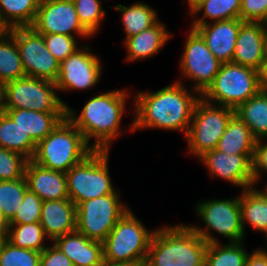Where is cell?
<instances>
[{
  "label": "cell",
  "instance_id": "2e32d148",
  "mask_svg": "<svg viewBox=\"0 0 267 266\" xmlns=\"http://www.w3.org/2000/svg\"><path fill=\"white\" fill-rule=\"evenodd\" d=\"M252 158L253 154H225L213 149L198 159L207 168L211 178L217 176L244 190L254 186Z\"/></svg>",
  "mask_w": 267,
  "mask_h": 266
},
{
  "label": "cell",
  "instance_id": "681fc988",
  "mask_svg": "<svg viewBox=\"0 0 267 266\" xmlns=\"http://www.w3.org/2000/svg\"><path fill=\"white\" fill-rule=\"evenodd\" d=\"M6 230L7 229H0V250H1L3 243L7 240L6 239Z\"/></svg>",
  "mask_w": 267,
  "mask_h": 266
},
{
  "label": "cell",
  "instance_id": "f907efd6",
  "mask_svg": "<svg viewBox=\"0 0 267 266\" xmlns=\"http://www.w3.org/2000/svg\"><path fill=\"white\" fill-rule=\"evenodd\" d=\"M262 26H263V31L265 35V48H266V53H267V20L262 22Z\"/></svg>",
  "mask_w": 267,
  "mask_h": 266
},
{
  "label": "cell",
  "instance_id": "30bf717a",
  "mask_svg": "<svg viewBox=\"0 0 267 266\" xmlns=\"http://www.w3.org/2000/svg\"><path fill=\"white\" fill-rule=\"evenodd\" d=\"M52 81L25 76L5 83L2 109H31L37 112H67V103Z\"/></svg>",
  "mask_w": 267,
  "mask_h": 266
},
{
  "label": "cell",
  "instance_id": "83f0119b",
  "mask_svg": "<svg viewBox=\"0 0 267 266\" xmlns=\"http://www.w3.org/2000/svg\"><path fill=\"white\" fill-rule=\"evenodd\" d=\"M0 147L22 154L31 160L36 143L3 110L0 111Z\"/></svg>",
  "mask_w": 267,
  "mask_h": 266
},
{
  "label": "cell",
  "instance_id": "8992f818",
  "mask_svg": "<svg viewBox=\"0 0 267 266\" xmlns=\"http://www.w3.org/2000/svg\"><path fill=\"white\" fill-rule=\"evenodd\" d=\"M109 151H93L66 173L69 199L79 205L89 199L120 194L111 182Z\"/></svg>",
  "mask_w": 267,
  "mask_h": 266
},
{
  "label": "cell",
  "instance_id": "d590c367",
  "mask_svg": "<svg viewBox=\"0 0 267 266\" xmlns=\"http://www.w3.org/2000/svg\"><path fill=\"white\" fill-rule=\"evenodd\" d=\"M40 254L13 246L6 240L0 250V266H40Z\"/></svg>",
  "mask_w": 267,
  "mask_h": 266
},
{
  "label": "cell",
  "instance_id": "3957f363",
  "mask_svg": "<svg viewBox=\"0 0 267 266\" xmlns=\"http://www.w3.org/2000/svg\"><path fill=\"white\" fill-rule=\"evenodd\" d=\"M207 245L189 223L156 228L145 266H205Z\"/></svg>",
  "mask_w": 267,
  "mask_h": 266
},
{
  "label": "cell",
  "instance_id": "f6af8a7d",
  "mask_svg": "<svg viewBox=\"0 0 267 266\" xmlns=\"http://www.w3.org/2000/svg\"><path fill=\"white\" fill-rule=\"evenodd\" d=\"M102 266H145V262H127V263L104 262Z\"/></svg>",
  "mask_w": 267,
  "mask_h": 266
},
{
  "label": "cell",
  "instance_id": "ac0fdd59",
  "mask_svg": "<svg viewBox=\"0 0 267 266\" xmlns=\"http://www.w3.org/2000/svg\"><path fill=\"white\" fill-rule=\"evenodd\" d=\"M266 55L262 22H243L238 32L232 62L258 71Z\"/></svg>",
  "mask_w": 267,
  "mask_h": 266
},
{
  "label": "cell",
  "instance_id": "d6a6232c",
  "mask_svg": "<svg viewBox=\"0 0 267 266\" xmlns=\"http://www.w3.org/2000/svg\"><path fill=\"white\" fill-rule=\"evenodd\" d=\"M25 76L15 37L8 32L0 38V80L8 83Z\"/></svg>",
  "mask_w": 267,
  "mask_h": 266
},
{
  "label": "cell",
  "instance_id": "603a6c76",
  "mask_svg": "<svg viewBox=\"0 0 267 266\" xmlns=\"http://www.w3.org/2000/svg\"><path fill=\"white\" fill-rule=\"evenodd\" d=\"M37 144L66 117L67 112H37L31 109H2Z\"/></svg>",
  "mask_w": 267,
  "mask_h": 266
},
{
  "label": "cell",
  "instance_id": "8fae6325",
  "mask_svg": "<svg viewBox=\"0 0 267 266\" xmlns=\"http://www.w3.org/2000/svg\"><path fill=\"white\" fill-rule=\"evenodd\" d=\"M120 197V194H109L76 205V231L88 239L103 242L130 209Z\"/></svg>",
  "mask_w": 267,
  "mask_h": 266
},
{
  "label": "cell",
  "instance_id": "9a60e30c",
  "mask_svg": "<svg viewBox=\"0 0 267 266\" xmlns=\"http://www.w3.org/2000/svg\"><path fill=\"white\" fill-rule=\"evenodd\" d=\"M31 27L40 34H64L92 38L78 19L72 0H40Z\"/></svg>",
  "mask_w": 267,
  "mask_h": 266
},
{
  "label": "cell",
  "instance_id": "60d3db41",
  "mask_svg": "<svg viewBox=\"0 0 267 266\" xmlns=\"http://www.w3.org/2000/svg\"><path fill=\"white\" fill-rule=\"evenodd\" d=\"M267 138L258 139L255 144L252 158V175L254 186L263 178L262 174L267 173Z\"/></svg>",
  "mask_w": 267,
  "mask_h": 266
},
{
  "label": "cell",
  "instance_id": "d6986e66",
  "mask_svg": "<svg viewBox=\"0 0 267 266\" xmlns=\"http://www.w3.org/2000/svg\"><path fill=\"white\" fill-rule=\"evenodd\" d=\"M25 178L28 189L43 201L69 199L65 172L51 170L28 160Z\"/></svg>",
  "mask_w": 267,
  "mask_h": 266
},
{
  "label": "cell",
  "instance_id": "f1b7e54d",
  "mask_svg": "<svg viewBox=\"0 0 267 266\" xmlns=\"http://www.w3.org/2000/svg\"><path fill=\"white\" fill-rule=\"evenodd\" d=\"M240 8L241 0H204L190 14L192 18L194 17L190 28L195 29L197 26L212 22L240 18ZM201 12H204L202 17L199 15Z\"/></svg>",
  "mask_w": 267,
  "mask_h": 266
},
{
  "label": "cell",
  "instance_id": "cb8c5ba5",
  "mask_svg": "<svg viewBox=\"0 0 267 266\" xmlns=\"http://www.w3.org/2000/svg\"><path fill=\"white\" fill-rule=\"evenodd\" d=\"M239 205L245 234V225H250L256 232L267 234V189L264 187L259 190L252 186L242 190L239 194Z\"/></svg>",
  "mask_w": 267,
  "mask_h": 266
},
{
  "label": "cell",
  "instance_id": "836d02e7",
  "mask_svg": "<svg viewBox=\"0 0 267 266\" xmlns=\"http://www.w3.org/2000/svg\"><path fill=\"white\" fill-rule=\"evenodd\" d=\"M28 184L25 176L17 180L0 181V212L8 223L23 202Z\"/></svg>",
  "mask_w": 267,
  "mask_h": 266
},
{
  "label": "cell",
  "instance_id": "7c38bea8",
  "mask_svg": "<svg viewBox=\"0 0 267 266\" xmlns=\"http://www.w3.org/2000/svg\"><path fill=\"white\" fill-rule=\"evenodd\" d=\"M185 40L183 54L179 62L181 78L184 77L192 81L193 85L190 88L202 95L213 83L222 62L215 57L195 29L190 28Z\"/></svg>",
  "mask_w": 267,
  "mask_h": 266
},
{
  "label": "cell",
  "instance_id": "4fadbf2b",
  "mask_svg": "<svg viewBox=\"0 0 267 266\" xmlns=\"http://www.w3.org/2000/svg\"><path fill=\"white\" fill-rule=\"evenodd\" d=\"M15 37L26 76L56 82L60 62L46 48L42 34L32 27L9 29Z\"/></svg>",
  "mask_w": 267,
  "mask_h": 266
},
{
  "label": "cell",
  "instance_id": "8d00e7d4",
  "mask_svg": "<svg viewBox=\"0 0 267 266\" xmlns=\"http://www.w3.org/2000/svg\"><path fill=\"white\" fill-rule=\"evenodd\" d=\"M27 161L22 154L0 147V181L23 178Z\"/></svg>",
  "mask_w": 267,
  "mask_h": 266
},
{
  "label": "cell",
  "instance_id": "f35d334b",
  "mask_svg": "<svg viewBox=\"0 0 267 266\" xmlns=\"http://www.w3.org/2000/svg\"><path fill=\"white\" fill-rule=\"evenodd\" d=\"M46 48L59 62L78 50V42L75 36L64 34H43Z\"/></svg>",
  "mask_w": 267,
  "mask_h": 266
},
{
  "label": "cell",
  "instance_id": "f5cc1de1",
  "mask_svg": "<svg viewBox=\"0 0 267 266\" xmlns=\"http://www.w3.org/2000/svg\"><path fill=\"white\" fill-rule=\"evenodd\" d=\"M265 238L267 240V234H265ZM267 242V241H266ZM267 244V243H266ZM264 256L267 257V245H266V248L264 246V248L260 247V248H257Z\"/></svg>",
  "mask_w": 267,
  "mask_h": 266
},
{
  "label": "cell",
  "instance_id": "ee69618b",
  "mask_svg": "<svg viewBox=\"0 0 267 266\" xmlns=\"http://www.w3.org/2000/svg\"><path fill=\"white\" fill-rule=\"evenodd\" d=\"M260 90L267 91V55L258 69Z\"/></svg>",
  "mask_w": 267,
  "mask_h": 266
},
{
  "label": "cell",
  "instance_id": "f546056e",
  "mask_svg": "<svg viewBox=\"0 0 267 266\" xmlns=\"http://www.w3.org/2000/svg\"><path fill=\"white\" fill-rule=\"evenodd\" d=\"M40 0H0V17L9 28L31 27Z\"/></svg>",
  "mask_w": 267,
  "mask_h": 266
},
{
  "label": "cell",
  "instance_id": "ffe728a7",
  "mask_svg": "<svg viewBox=\"0 0 267 266\" xmlns=\"http://www.w3.org/2000/svg\"><path fill=\"white\" fill-rule=\"evenodd\" d=\"M49 241L76 231V205L70 199L43 201L39 220Z\"/></svg>",
  "mask_w": 267,
  "mask_h": 266
},
{
  "label": "cell",
  "instance_id": "277c9868",
  "mask_svg": "<svg viewBox=\"0 0 267 266\" xmlns=\"http://www.w3.org/2000/svg\"><path fill=\"white\" fill-rule=\"evenodd\" d=\"M93 151L83 134L65 117L36 144L31 160L45 168L67 173Z\"/></svg>",
  "mask_w": 267,
  "mask_h": 266
},
{
  "label": "cell",
  "instance_id": "c3c4849f",
  "mask_svg": "<svg viewBox=\"0 0 267 266\" xmlns=\"http://www.w3.org/2000/svg\"><path fill=\"white\" fill-rule=\"evenodd\" d=\"M9 32V28L4 24L0 17V38L4 37Z\"/></svg>",
  "mask_w": 267,
  "mask_h": 266
},
{
  "label": "cell",
  "instance_id": "1f68e13d",
  "mask_svg": "<svg viewBox=\"0 0 267 266\" xmlns=\"http://www.w3.org/2000/svg\"><path fill=\"white\" fill-rule=\"evenodd\" d=\"M6 239L13 246L42 252L47 245L44 243L48 238L45 236L40 222L31 224H8Z\"/></svg>",
  "mask_w": 267,
  "mask_h": 266
},
{
  "label": "cell",
  "instance_id": "e0dca14e",
  "mask_svg": "<svg viewBox=\"0 0 267 266\" xmlns=\"http://www.w3.org/2000/svg\"><path fill=\"white\" fill-rule=\"evenodd\" d=\"M243 21L240 18L222 20L197 26L201 35L215 57L222 63L232 62L238 32Z\"/></svg>",
  "mask_w": 267,
  "mask_h": 266
},
{
  "label": "cell",
  "instance_id": "b9f144b4",
  "mask_svg": "<svg viewBox=\"0 0 267 266\" xmlns=\"http://www.w3.org/2000/svg\"><path fill=\"white\" fill-rule=\"evenodd\" d=\"M40 266H73L70 259L52 242L40 254Z\"/></svg>",
  "mask_w": 267,
  "mask_h": 266
},
{
  "label": "cell",
  "instance_id": "6da1fadb",
  "mask_svg": "<svg viewBox=\"0 0 267 266\" xmlns=\"http://www.w3.org/2000/svg\"><path fill=\"white\" fill-rule=\"evenodd\" d=\"M181 80L155 92H137L132 98L134 120L128 131L163 129L181 131L186 136L201 94L185 87Z\"/></svg>",
  "mask_w": 267,
  "mask_h": 266
},
{
  "label": "cell",
  "instance_id": "7bdbcfd3",
  "mask_svg": "<svg viewBox=\"0 0 267 266\" xmlns=\"http://www.w3.org/2000/svg\"><path fill=\"white\" fill-rule=\"evenodd\" d=\"M245 266H267V257L255 249L248 255Z\"/></svg>",
  "mask_w": 267,
  "mask_h": 266
},
{
  "label": "cell",
  "instance_id": "7dc6e473",
  "mask_svg": "<svg viewBox=\"0 0 267 266\" xmlns=\"http://www.w3.org/2000/svg\"><path fill=\"white\" fill-rule=\"evenodd\" d=\"M5 99V83L0 80V111L2 110Z\"/></svg>",
  "mask_w": 267,
  "mask_h": 266
},
{
  "label": "cell",
  "instance_id": "5bb4252c",
  "mask_svg": "<svg viewBox=\"0 0 267 266\" xmlns=\"http://www.w3.org/2000/svg\"><path fill=\"white\" fill-rule=\"evenodd\" d=\"M91 47L81 45L74 53L60 62L56 89L60 93L72 90H89L100 81L101 58L92 53Z\"/></svg>",
  "mask_w": 267,
  "mask_h": 266
},
{
  "label": "cell",
  "instance_id": "7a4b0ae2",
  "mask_svg": "<svg viewBox=\"0 0 267 266\" xmlns=\"http://www.w3.org/2000/svg\"><path fill=\"white\" fill-rule=\"evenodd\" d=\"M128 92L123 88L98 93L85 103L79 115L73 108L67 107L66 117L83 134L93 150L109 151L113 141L122 136L124 130H120V127L127 109ZM91 138H94L92 144Z\"/></svg>",
  "mask_w": 267,
  "mask_h": 266
},
{
  "label": "cell",
  "instance_id": "ba28073f",
  "mask_svg": "<svg viewBox=\"0 0 267 266\" xmlns=\"http://www.w3.org/2000/svg\"><path fill=\"white\" fill-rule=\"evenodd\" d=\"M259 91L258 71L227 62L222 63L213 83L201 97L210 103L236 109Z\"/></svg>",
  "mask_w": 267,
  "mask_h": 266
},
{
  "label": "cell",
  "instance_id": "9c48e42d",
  "mask_svg": "<svg viewBox=\"0 0 267 266\" xmlns=\"http://www.w3.org/2000/svg\"><path fill=\"white\" fill-rule=\"evenodd\" d=\"M234 114L235 109L210 103L201 97L185 136L187 153L198 159L205 152L215 149Z\"/></svg>",
  "mask_w": 267,
  "mask_h": 266
},
{
  "label": "cell",
  "instance_id": "74e56055",
  "mask_svg": "<svg viewBox=\"0 0 267 266\" xmlns=\"http://www.w3.org/2000/svg\"><path fill=\"white\" fill-rule=\"evenodd\" d=\"M43 200L29 189L25 192L23 202L8 224H31L39 222Z\"/></svg>",
  "mask_w": 267,
  "mask_h": 266
},
{
  "label": "cell",
  "instance_id": "5b68a950",
  "mask_svg": "<svg viewBox=\"0 0 267 266\" xmlns=\"http://www.w3.org/2000/svg\"><path fill=\"white\" fill-rule=\"evenodd\" d=\"M154 232L129 209L102 242L104 262H145Z\"/></svg>",
  "mask_w": 267,
  "mask_h": 266
},
{
  "label": "cell",
  "instance_id": "4dcf8cb0",
  "mask_svg": "<svg viewBox=\"0 0 267 266\" xmlns=\"http://www.w3.org/2000/svg\"><path fill=\"white\" fill-rule=\"evenodd\" d=\"M249 254L243 241L210 243L205 252V266H245Z\"/></svg>",
  "mask_w": 267,
  "mask_h": 266
},
{
  "label": "cell",
  "instance_id": "7402d4cb",
  "mask_svg": "<svg viewBox=\"0 0 267 266\" xmlns=\"http://www.w3.org/2000/svg\"><path fill=\"white\" fill-rule=\"evenodd\" d=\"M172 34L160 20L152 27L124 41L127 51L126 61L146 60L158 54L165 47Z\"/></svg>",
  "mask_w": 267,
  "mask_h": 266
},
{
  "label": "cell",
  "instance_id": "4316f807",
  "mask_svg": "<svg viewBox=\"0 0 267 266\" xmlns=\"http://www.w3.org/2000/svg\"><path fill=\"white\" fill-rule=\"evenodd\" d=\"M235 114L248 126L253 136L267 138V91L260 90L235 109Z\"/></svg>",
  "mask_w": 267,
  "mask_h": 266
},
{
  "label": "cell",
  "instance_id": "52a82bcc",
  "mask_svg": "<svg viewBox=\"0 0 267 266\" xmlns=\"http://www.w3.org/2000/svg\"><path fill=\"white\" fill-rule=\"evenodd\" d=\"M195 212L206 227L189 225L206 243L221 242L213 235L215 232L229 239L227 242H242L245 239L246 234L241 223L239 196L198 201Z\"/></svg>",
  "mask_w": 267,
  "mask_h": 266
},
{
  "label": "cell",
  "instance_id": "44dd1931",
  "mask_svg": "<svg viewBox=\"0 0 267 266\" xmlns=\"http://www.w3.org/2000/svg\"><path fill=\"white\" fill-rule=\"evenodd\" d=\"M53 243L73 266H102L104 263L103 243L88 239L78 231L60 236Z\"/></svg>",
  "mask_w": 267,
  "mask_h": 266
},
{
  "label": "cell",
  "instance_id": "bcb514c9",
  "mask_svg": "<svg viewBox=\"0 0 267 266\" xmlns=\"http://www.w3.org/2000/svg\"><path fill=\"white\" fill-rule=\"evenodd\" d=\"M187 4H188V12L189 14L192 13V11L200 4L202 3L204 0H186Z\"/></svg>",
  "mask_w": 267,
  "mask_h": 266
},
{
  "label": "cell",
  "instance_id": "816d5d0a",
  "mask_svg": "<svg viewBox=\"0 0 267 266\" xmlns=\"http://www.w3.org/2000/svg\"><path fill=\"white\" fill-rule=\"evenodd\" d=\"M7 226H8V223L4 220L0 212V229H7Z\"/></svg>",
  "mask_w": 267,
  "mask_h": 266
},
{
  "label": "cell",
  "instance_id": "484cf974",
  "mask_svg": "<svg viewBox=\"0 0 267 266\" xmlns=\"http://www.w3.org/2000/svg\"><path fill=\"white\" fill-rule=\"evenodd\" d=\"M115 10L121 13V22L125 33L124 41L131 36L139 34L159 21L157 10L152 8L148 3L135 2L130 6L117 4Z\"/></svg>",
  "mask_w": 267,
  "mask_h": 266
},
{
  "label": "cell",
  "instance_id": "e575fe53",
  "mask_svg": "<svg viewBox=\"0 0 267 266\" xmlns=\"http://www.w3.org/2000/svg\"><path fill=\"white\" fill-rule=\"evenodd\" d=\"M82 26L94 37L106 17L101 0H72Z\"/></svg>",
  "mask_w": 267,
  "mask_h": 266
},
{
  "label": "cell",
  "instance_id": "d4e9b609",
  "mask_svg": "<svg viewBox=\"0 0 267 266\" xmlns=\"http://www.w3.org/2000/svg\"><path fill=\"white\" fill-rule=\"evenodd\" d=\"M256 141L248 126L234 114L215 149L225 154H253Z\"/></svg>",
  "mask_w": 267,
  "mask_h": 266
},
{
  "label": "cell",
  "instance_id": "ab89813d",
  "mask_svg": "<svg viewBox=\"0 0 267 266\" xmlns=\"http://www.w3.org/2000/svg\"><path fill=\"white\" fill-rule=\"evenodd\" d=\"M240 19L243 22L267 20V0H241Z\"/></svg>",
  "mask_w": 267,
  "mask_h": 266
}]
</instances>
